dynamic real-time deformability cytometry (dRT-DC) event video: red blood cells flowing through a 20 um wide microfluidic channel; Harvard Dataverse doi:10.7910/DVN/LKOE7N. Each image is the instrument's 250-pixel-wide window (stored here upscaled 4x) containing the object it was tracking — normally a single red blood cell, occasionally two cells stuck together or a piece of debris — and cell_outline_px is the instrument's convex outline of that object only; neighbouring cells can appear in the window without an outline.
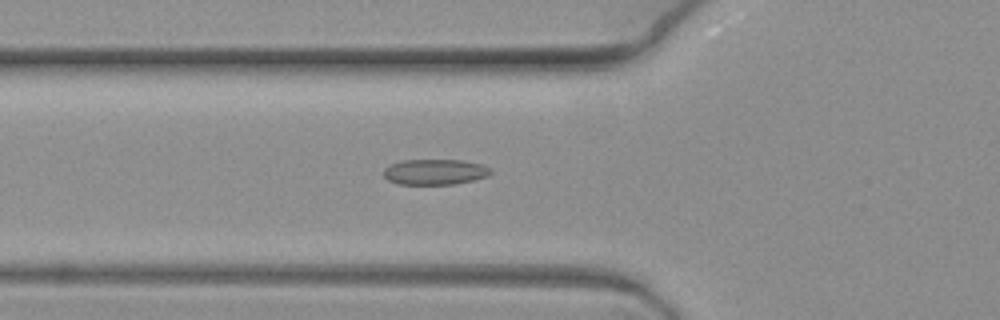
{"species": "common noctule bat (a hibernating species)", "species_latin": "Nyctalus noctula", "temperature_condition": "warm", "stored_images_in_passage": 7, "camera_frame_rate_fps": 3000, "um_per_image_px": 0.085, "animal": {"sex": "female", "body_mass_g": 19.3, "forearm_length_mm": 54.1}, "frame": {"image": 1, "passage_image": 7, "time_ms": 2.0, "image_size_px": [1000, 320], "cell_outline_px": [[492, 172], [488, 176], [456, 184], [396, 184], [388, 180], [384, 176], [384, 168], [388, 164], [400, 160], [464, 160], [480, 164], [492, 168]], "centroid_in_image_um": [36.95, 14.6], "position_along_channel_um": 88.9, "area_um2": 16.13}}